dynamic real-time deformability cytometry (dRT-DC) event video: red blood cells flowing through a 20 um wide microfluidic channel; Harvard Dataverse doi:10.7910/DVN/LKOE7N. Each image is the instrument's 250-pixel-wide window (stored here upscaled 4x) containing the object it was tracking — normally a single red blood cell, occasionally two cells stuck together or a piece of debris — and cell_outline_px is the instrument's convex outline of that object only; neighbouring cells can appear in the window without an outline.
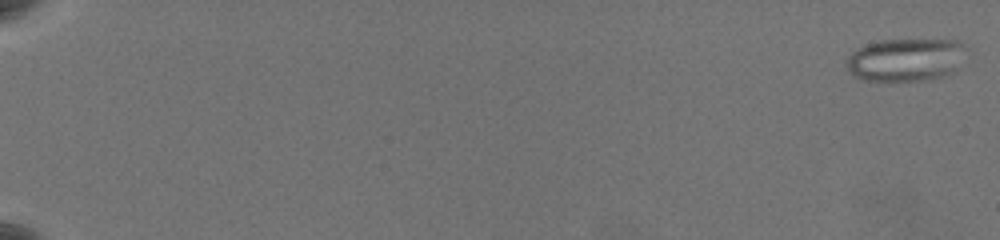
{"species": "common noctule bat (a hibernating species)", "species_latin": "Nyctalus noctula", "temperature_condition": "warm", "stored_images_in_passage": 64, "camera_frame_rate_fps": 3000, "um_per_image_px": 0.085, "animal": {"sex": "female", "body_mass_g": 19.5, "forearm_length_mm": 54.1}, "frame": {"image": 1, "passage_image": 2, "time_ms": 0.333, "image_size_px": [1000, 240], "cell_outline_px": [[968, 48], [956, 68], [952, 72], [944, 76], [932, 80], [860, 80], [852, 76], [844, 64], [848, 56], [856, 48], [880, 40], [956, 40], [964, 44]], "centroid_in_image_um": [76.96, 5.08], "position_along_channel_um": 8.0, "area_um2": 30.17}}
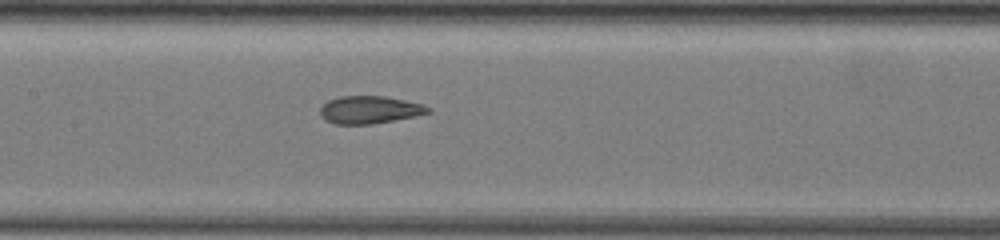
{"frame": {"image": 2, "passage_image": 36, "time_ms": 11.667, "image_size_px": [1000, 240], "cell_outline_px": [[432, 112], [416, 116], [372, 124], [336, 124], [324, 120], [320, 116], [320, 108], [328, 100], [340, 96], [384, 96], [404, 100], [420, 104], [432, 108]], "centroid_in_image_um": [31.4, 9.33], "position_along_channel_um": 176.0, "area_um2": 17.4}}
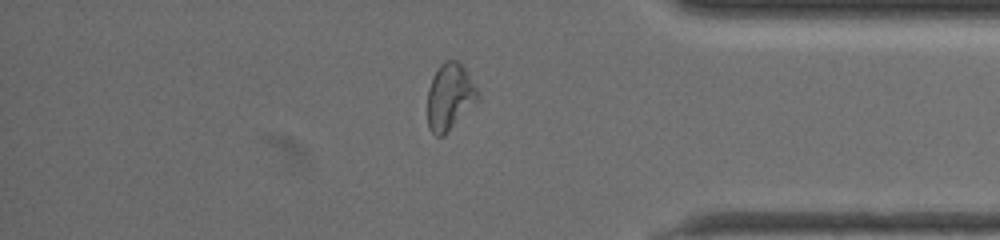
{"frame": {"image": 3, "passage_image": 56, "time_ms": 18.333, "image_size_px": [1000, 240], "cell_outline_px": [[480, 100], [444, 136], [436, 136], [428, 128], [428, 88], [432, 76], [440, 64], [444, 60], [460, 60], [468, 72], [480, 96]], "centroid_in_image_um": [38.25, 8.21], "position_along_channel_um": 397.0, "area_um2": 19.94}, "authors_computed_cell_mechanics": {"area_um2": 20.808, "velocity_mm_per_s": 3.5196, "shape_relaxation_time_tau1_ms": null, "shape_relaxation_time_tau2_ms": 1.233, "deformation_change_tau1": null, "deformation_change_tau2": 0.0852}}